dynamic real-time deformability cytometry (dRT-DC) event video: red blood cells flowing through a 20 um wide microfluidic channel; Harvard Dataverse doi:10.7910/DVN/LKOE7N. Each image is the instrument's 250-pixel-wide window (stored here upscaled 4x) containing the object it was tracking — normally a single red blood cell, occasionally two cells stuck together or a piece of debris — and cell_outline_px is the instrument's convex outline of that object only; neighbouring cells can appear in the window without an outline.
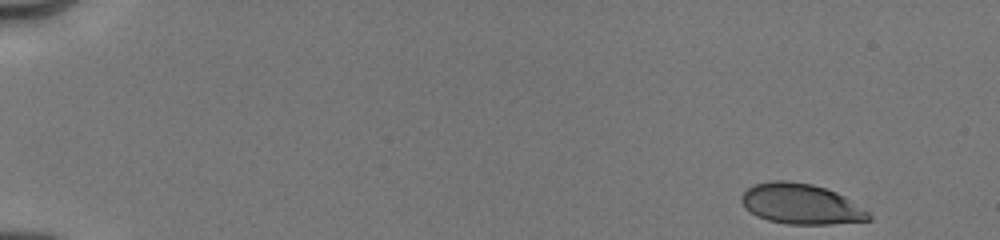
{"species": "human", "species_latin": "Homo sapiens", "temperature_condition": "cold", "stored_images_in_passage": 12, "camera_frame_rate_fps": 3000, "um_per_image_px": 0.085, "donor": {"sex": "male"}, "frame": {"image": 1, "passage_image": 1, "time_ms": 0.0, "image_size_px": [1000, 240], "cell_outline_px": [[872, 220], [832, 224], [788, 224], [768, 220], [756, 216], [744, 208], [740, 200], [740, 196], [752, 184], [772, 180], [788, 180], [812, 184], [836, 192], [844, 196], [868, 212], [872, 216]], "centroid_in_image_um": [68.04, 17.33], "position_along_channel_um": 17.0, "area_um2": 30.11}}
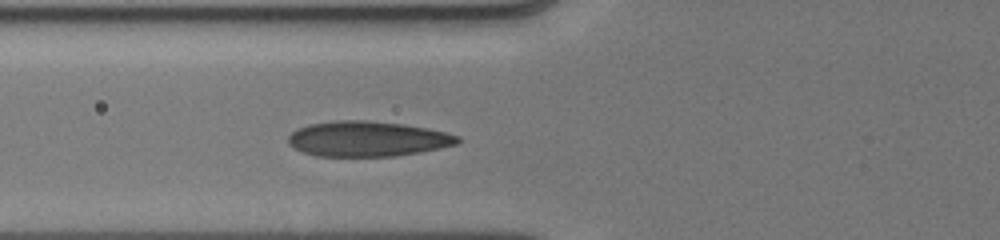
{"frame": {"image": 2, "passage_image": 10, "time_ms": 5.667, "image_size_px": [1000, 240], "cell_outline_px": [[460, 140], [456, 144], [440, 148], [420, 152], [396, 156], [316, 156], [292, 148], [288, 144], [288, 136], [296, 128], [308, 124], [336, 120], [364, 120], [400, 124], [428, 128], [460, 136]], "centroid_in_image_um": [31.19, 11.8], "position_along_channel_um": 94.6, "area_um2": 34.85}}
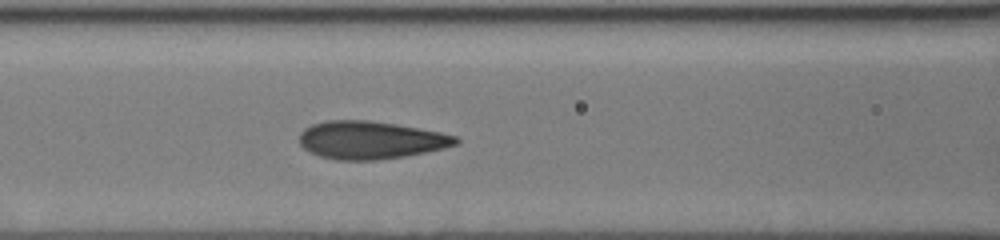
{"frame": {"image": 3, "passage_image": 12, "time_ms": 6.667, "image_size_px": [1000, 240], "cell_outline_px": [[460, 144], [444, 148], [404, 156], [376, 160], [336, 160], [320, 156], [308, 152], [300, 144], [300, 132], [304, 128], [312, 124], [328, 120], [368, 120], [396, 124], [440, 132], [456, 136], [460, 140]], "centroid_in_image_um": [31.49, 11.9], "position_along_channel_um": 135.1, "area_um2": 34.51}}